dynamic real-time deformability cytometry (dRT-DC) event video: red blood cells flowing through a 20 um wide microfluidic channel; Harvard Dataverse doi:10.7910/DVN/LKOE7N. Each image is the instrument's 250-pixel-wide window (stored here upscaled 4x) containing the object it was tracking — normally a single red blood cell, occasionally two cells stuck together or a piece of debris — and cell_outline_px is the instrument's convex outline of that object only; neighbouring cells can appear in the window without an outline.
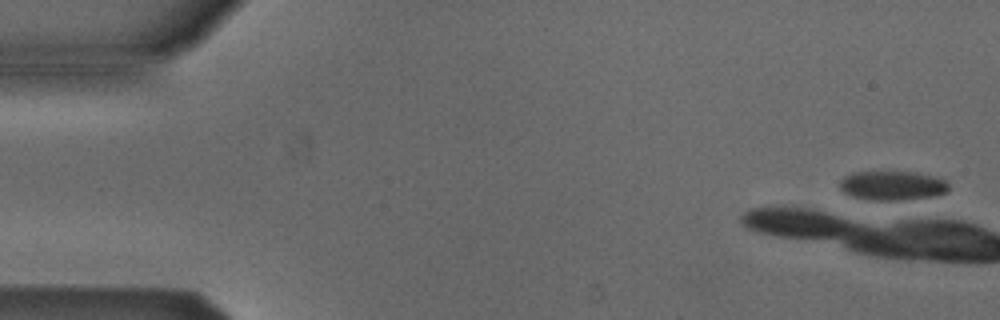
{"species": "Egyptian fruit bat (a non-hibernating species)", "species_latin": "Rousettus aegyptiacus", "temperature_condition": "cold", "stored_images_in_passage": 7, "camera_frame_rate_fps": 3000, "um_per_image_px": 0.085, "animal": {"sex": "male"}, "frame": {"image": 1, "passage_image": 1, "time_ms": 0.0, "image_size_px": [1000, 320], "cell_outline_px": [[948, 192], [936, 196], [896, 200], [872, 200], [852, 196], [844, 192], [840, 188], [840, 180], [844, 176], [852, 172], [916, 172], [936, 176], [944, 180], [948, 184]], "centroid_in_image_um": [75.87, 15.77], "position_along_channel_um": 9.1, "area_um2": 18.61}}
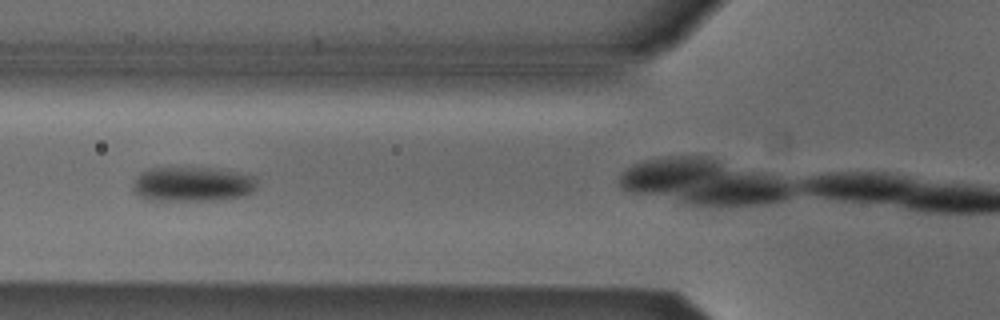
{"frame": {"image": 2, "passage_image": 5, "time_ms": 1.333, "image_size_px": [1000, 320], "cell_outline_px": [[256, 188], [252, 192], [240, 196], [224, 200], [152, 200], [140, 196], [132, 188], [132, 184], [136, 176], [140, 172], [148, 168], [216, 168], [256, 176]], "centroid_in_image_um": [16.36, 15.65], "position_along_channel_um": 109.4, "area_um2": 25.2}}